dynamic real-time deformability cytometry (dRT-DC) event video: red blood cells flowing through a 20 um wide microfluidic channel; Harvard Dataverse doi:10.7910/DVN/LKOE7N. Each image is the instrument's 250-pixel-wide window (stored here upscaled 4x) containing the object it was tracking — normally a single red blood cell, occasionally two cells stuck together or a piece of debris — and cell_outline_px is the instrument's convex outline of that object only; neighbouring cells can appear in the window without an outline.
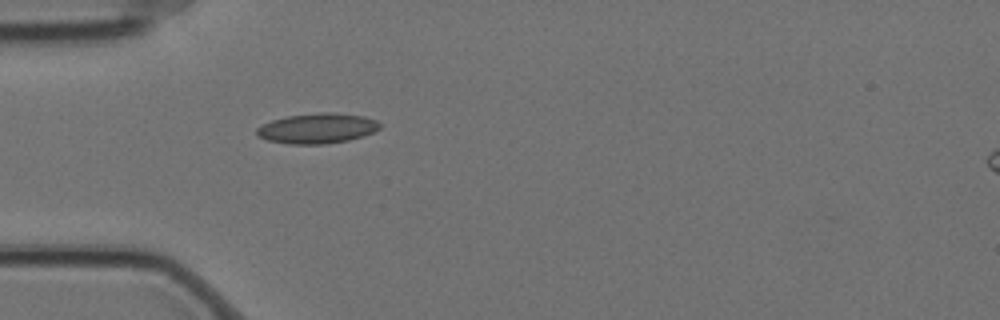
{"species": "Egyptian fruit bat (a non-hibernating species)", "species_latin": "Rousettus aegyptiacus", "temperature_condition": "cold", "stored_images_in_passage": 4, "camera_frame_rate_fps": 3000, "um_per_image_px": 0.085, "animal": {"sex": "female"}, "frame": {"image": 1, "passage_image": 4, "time_ms": 1.0, "image_size_px": [1000, 320], "cell_outline_px": [[380, 128], [364, 136], [348, 140], [324, 144], [288, 144], [268, 140], [256, 136], [256, 128], [272, 120], [288, 116], [324, 112], [328, 112], [364, 116], [376, 120], [380, 124]], "centroid_in_image_um": [26.96, 10.92], "position_along_channel_um": 58.0, "area_um2": 21.5}}